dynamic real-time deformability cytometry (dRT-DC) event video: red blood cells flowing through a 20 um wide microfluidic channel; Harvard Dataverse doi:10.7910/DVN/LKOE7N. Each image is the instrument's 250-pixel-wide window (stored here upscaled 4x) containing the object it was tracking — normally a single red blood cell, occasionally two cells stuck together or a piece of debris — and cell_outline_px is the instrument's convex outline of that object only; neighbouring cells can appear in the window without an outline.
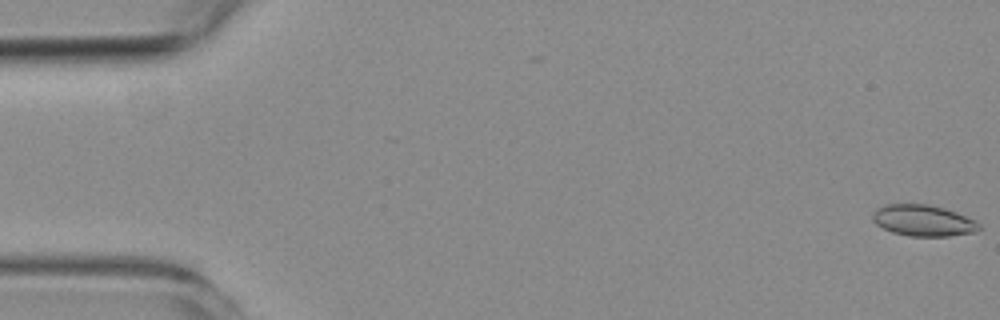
{"species": "common noctule bat (a hibernating species)", "species_latin": "Nyctalus noctula", "temperature_condition": "room temperature", "stored_images_in_passage": 55, "camera_frame_rate_fps": 3000, "um_per_image_px": 0.085, "animal": {"sex": "female", "body_mass_g": 19.3, "forearm_length_mm": 54.1}, "frame": {"image": 1, "passage_image": 1, "time_ms": 0.0, "image_size_px": [1000, 320], "cell_outline_px": [[980, 228], [976, 232], [948, 236], [908, 236], [892, 232], [876, 224], [872, 220], [872, 216], [876, 208], [884, 204], [928, 204], [944, 208], [956, 212], [976, 220], [980, 224]], "centroid_in_image_um": [78.47, 18.74], "position_along_channel_um": 6.5, "area_um2": 19.48}}
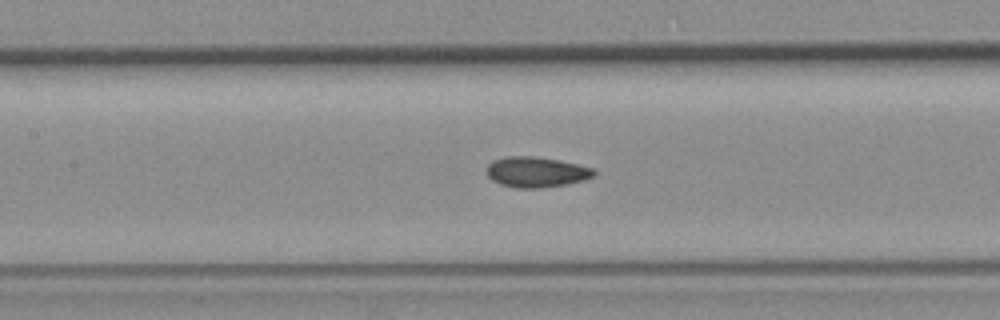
{"frame": {"image": 2, "passage_image": 25, "time_ms": 8.0, "image_size_px": [1000, 320], "cell_outline_px": [[596, 176], [584, 180], [568, 184], [540, 188], [516, 188], [500, 184], [492, 180], [488, 176], [488, 164], [492, 160], [504, 156], [532, 156], [560, 160], [596, 168]], "centroid_in_image_um": [45.63, 14.62], "position_along_channel_um": 161.8, "area_um2": 19.31}}
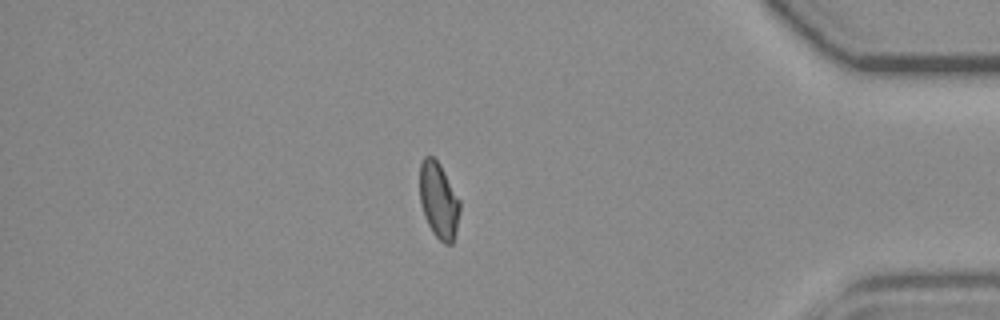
{"frame": {"image": 3, "passage_image": 47, "time_ms": 15.333, "image_size_px": [1000, 320], "cell_outline_px": [[460, 212], [456, 232], [452, 244], [444, 244], [432, 232], [424, 216], [420, 200], [420, 164], [424, 156], [432, 156], [440, 164], [460, 200]], "centroid_in_image_um": [37.29, 17.04], "position_along_channel_um": 397.9, "area_um2": 17.8}, "authors_computed_cell_mechanics": {"area_um2": 18.6694, "velocity_mm_per_s": 3.7548, "shape_relaxation_time_tau1_ms": null, "shape_relaxation_time_tau2_ms": 2.199, "deformation_change_tau1": null, "deformation_change_tau2": 0.0489}}